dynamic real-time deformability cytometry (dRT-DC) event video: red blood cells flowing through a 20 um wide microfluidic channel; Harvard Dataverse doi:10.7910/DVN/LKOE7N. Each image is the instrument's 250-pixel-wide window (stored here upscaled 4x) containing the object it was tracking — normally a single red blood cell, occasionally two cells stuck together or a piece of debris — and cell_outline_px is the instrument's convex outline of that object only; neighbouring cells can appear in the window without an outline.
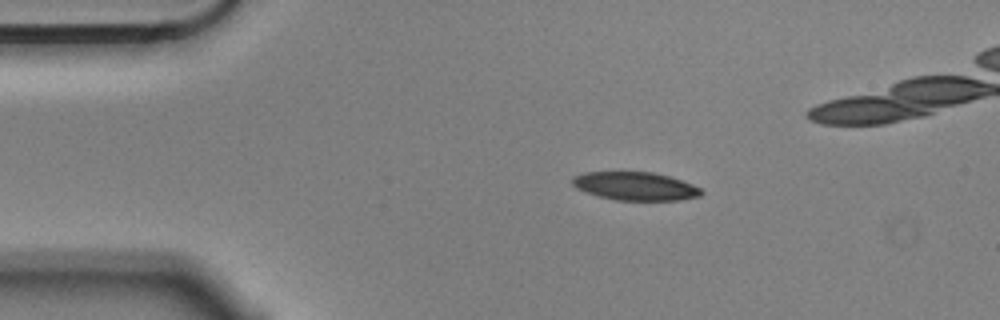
{"species": "Egyptian fruit bat (a non-hibernating species)", "species_latin": "Rousettus aegyptiacus", "temperature_condition": "cold", "stored_images_in_passage": 3, "camera_frame_rate_fps": 3000, "um_per_image_px": 0.085, "animal": {"sex": "male"}, "frame": {"image": 1, "passage_image": 2, "time_ms": 0.333, "image_size_px": [1000, 320], "cell_outline_px": [[704, 192], [700, 196], [680, 200], [616, 200], [600, 196], [576, 188], [572, 184], [572, 176], [584, 172], [652, 172], [668, 176], [692, 184], [700, 188]], "centroid_in_image_um": [54.0, 15.82], "position_along_channel_um": 31.0, "area_um2": 21.1}}